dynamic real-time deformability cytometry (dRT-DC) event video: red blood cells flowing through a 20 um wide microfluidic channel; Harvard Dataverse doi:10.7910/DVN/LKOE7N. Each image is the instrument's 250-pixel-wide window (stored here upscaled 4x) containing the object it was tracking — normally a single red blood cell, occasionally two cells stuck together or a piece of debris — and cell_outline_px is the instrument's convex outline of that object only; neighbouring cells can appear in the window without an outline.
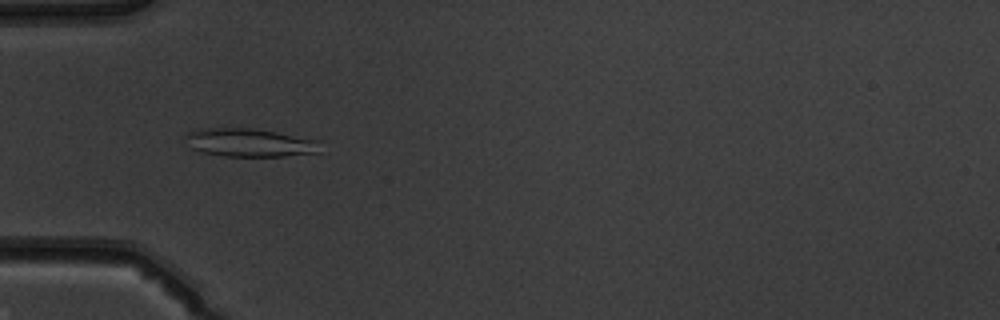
{"species": "common noctule bat (a hibernating species)", "species_latin": "Nyctalus noctula", "temperature_condition": "warm", "stored_images_in_passage": 46, "camera_frame_rate_fps": 3000, "um_per_image_px": 0.085, "animal": {"sex": "male", "body_mass_g": 19.5, "forearm_length_mm": 54.6}, "frame": {"image": 1, "passage_image": 12, "time_ms": 3.667, "image_size_px": [1000, 320], "cell_outline_px": [[320, 152], [284, 156], [224, 156], [200, 152], [188, 148], [184, 136], [188, 132], [200, 128], [252, 128], [320, 140]], "centroid_in_image_um": [21.16, 12.12], "position_along_channel_um": 63.8, "area_um2": 22.43}}
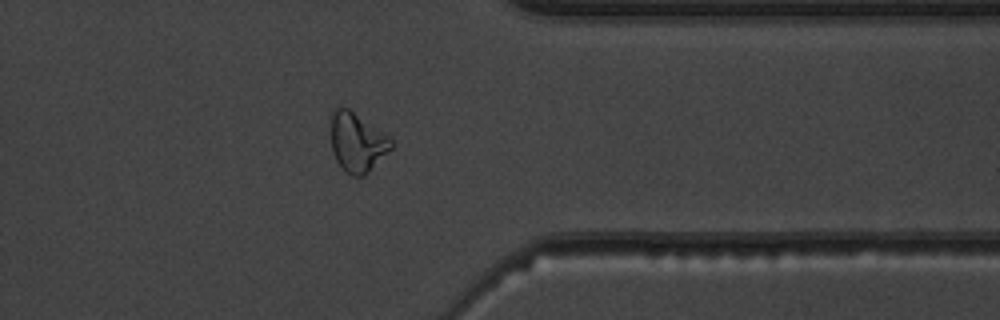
{"frame": {"image": 2, "passage_image": 36, "time_ms": 11.667, "image_size_px": [1000, 320], "cell_outline_px": [[392, 148], [364, 176], [352, 176], [344, 172], [336, 160], [332, 152], [332, 108], [348, 108], [388, 136], [392, 140]], "centroid_in_image_um": [30.34, 12.12], "position_along_channel_um": 381.1, "area_um2": 20.46}}
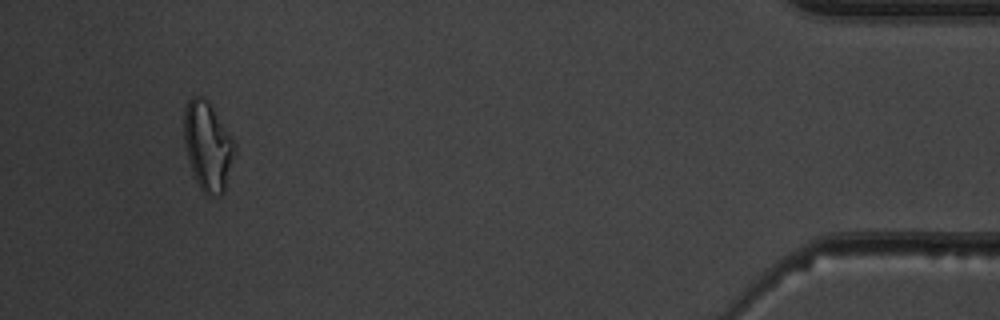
{"frame": {"image": 3, "passage_image": 43, "time_ms": 14.0, "image_size_px": [1000, 320], "cell_outline_px": [[236, 152], [224, 192], [220, 196], [208, 196], [200, 188], [192, 172], [184, 144], [184, 108], [188, 100], [192, 96], [204, 96], [208, 100], [232, 136], [236, 144]], "centroid_in_image_um": [17.67, 12.41], "position_along_channel_um": 417.5, "area_um2": 26.65}, "authors_computed_cell_mechanics": {"area_um2": 20.6924, "velocity_mm_per_s": 4.0662, "shape_relaxation_time_tau1_ms": 7.4682, "shape_relaxation_time_tau2_ms": 1.3404, "deformation_change_tau1": 0.2242, "deformation_change_tau2": 0.0886}}